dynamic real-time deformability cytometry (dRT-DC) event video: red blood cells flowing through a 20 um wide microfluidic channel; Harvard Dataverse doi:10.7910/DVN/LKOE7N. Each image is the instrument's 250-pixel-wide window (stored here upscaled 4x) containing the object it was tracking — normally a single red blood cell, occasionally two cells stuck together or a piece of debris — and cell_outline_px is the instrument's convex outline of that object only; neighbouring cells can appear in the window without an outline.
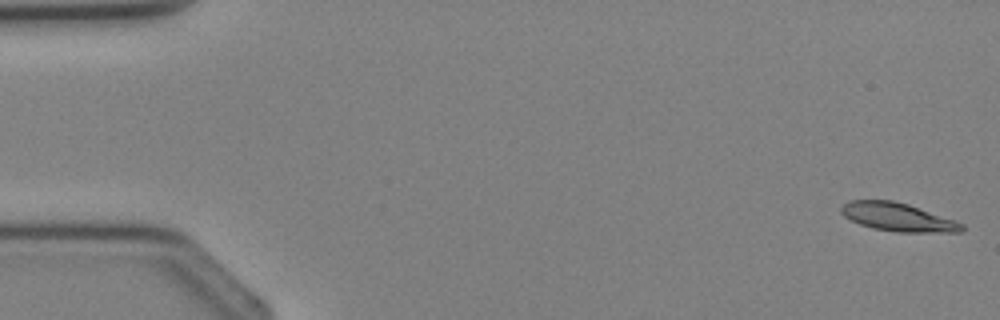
{"species": "Egyptian fruit bat (a non-hibernating species)", "species_latin": "Rousettus aegyptiacus", "temperature_condition": "cold", "stored_images_in_passage": 4, "segment_of_instrument_passage": [1, 2], "camera_frame_rate_fps": 3000, "um_per_image_px": 0.085, "animal": {"sex": "female"}, "frame": {"image": 1, "passage_image": 1, "time_ms": 0.0, "image_size_px": [1000, 320], "cell_outline_px": [[964, 228], [960, 232], [896, 232], [872, 228], [860, 224], [844, 216], [840, 212], [840, 208], [844, 204], [852, 200], [892, 200], [908, 204], [956, 220], [964, 224]], "centroid_in_image_um": [76.33, 18.45], "position_along_channel_um": 8.7, "area_um2": 19.88}}
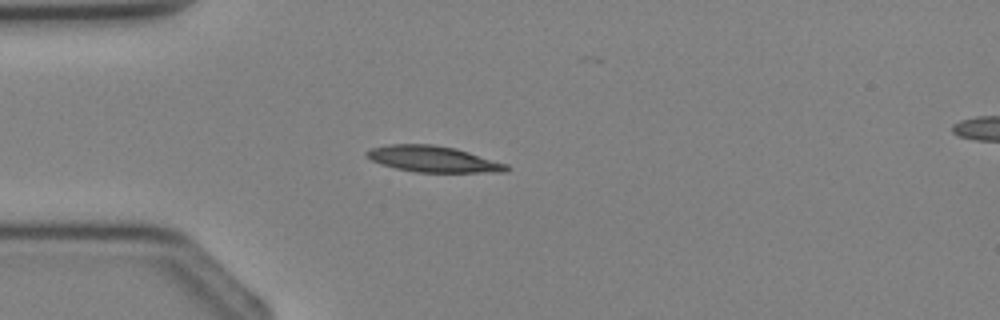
{"frame": {"image": 2, "passage_image": 3, "time_ms": 3.0, "image_size_px": [1000, 320], "cell_outline_px": [[512, 168], [508, 172], [416, 172], [396, 168], [380, 164], [372, 160], [364, 152], [372, 148], [388, 144], [432, 144], [456, 148], [508, 164]], "centroid_in_image_um": [36.86, 13.52], "position_along_channel_um": 48.1, "area_um2": 21.33}}